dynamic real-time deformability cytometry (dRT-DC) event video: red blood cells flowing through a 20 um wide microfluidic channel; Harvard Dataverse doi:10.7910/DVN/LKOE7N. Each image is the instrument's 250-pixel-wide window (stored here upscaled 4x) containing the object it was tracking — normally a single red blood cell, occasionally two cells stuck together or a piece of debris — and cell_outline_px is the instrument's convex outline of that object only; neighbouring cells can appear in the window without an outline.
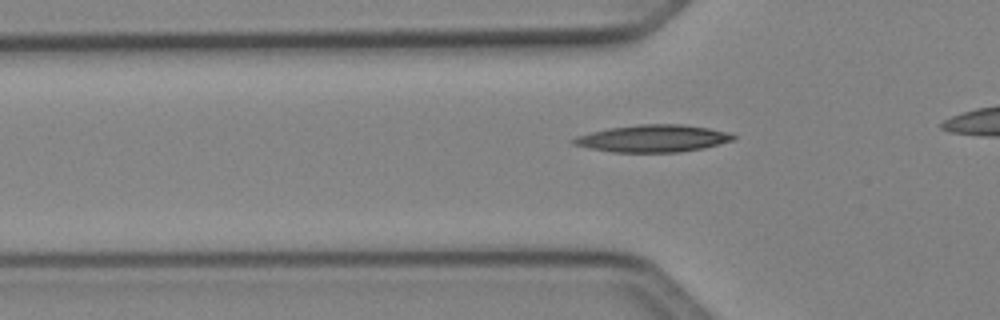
{"species": "Egyptian fruit bat (a non-hibernating species)", "species_latin": "Rousettus aegyptiacus", "temperature_condition": "cold", "stored_images_in_passage": 31, "camera_frame_rate_fps": 3000, "um_per_image_px": 0.085, "animal": {"sex": "female"}, "frame": {"image": 1, "passage_image": 7, "time_ms": 2.0, "image_size_px": [1000, 320], "cell_outline_px": [[736, 136], [732, 140], [704, 148], [680, 152], [612, 152], [588, 148], [572, 144], [568, 140], [576, 136], [608, 128], [640, 124], [680, 124], [708, 128], [728, 132]], "centroid_in_image_um": [55.44, 11.77], "position_along_channel_um": 70.4, "area_um2": 25.32}}
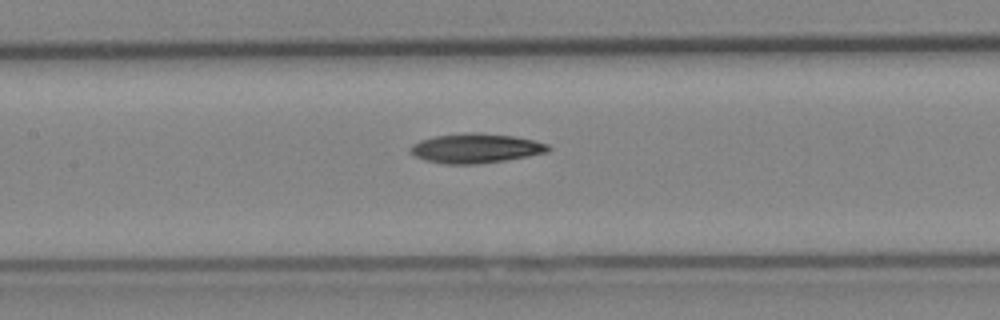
{"frame": {"image": 2, "passage_image": 14, "time_ms": 4.333, "image_size_px": [1000, 320], "cell_outline_px": [[552, 148], [548, 152], [528, 156], [504, 160], [476, 164], [444, 164], [424, 160], [408, 152], [408, 148], [412, 144], [420, 140], [436, 136], [468, 132], [476, 132], [512, 136], [532, 140], [548, 144]], "centroid_in_image_um": [40.4, 12.6], "position_along_channel_um": 167.0, "area_um2": 23.7}}
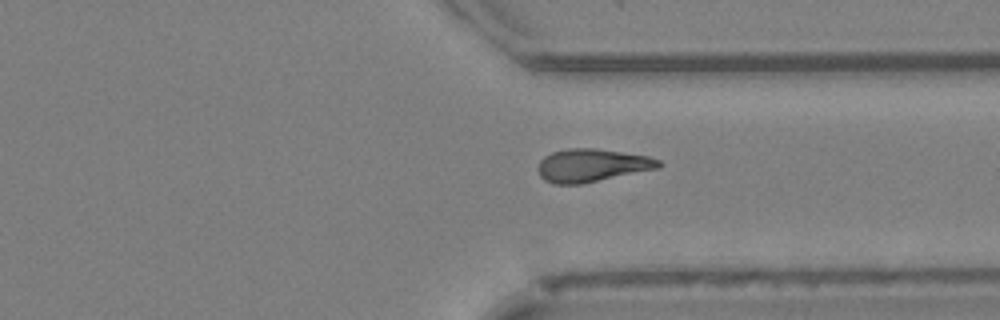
{"frame": {"image": 3, "passage_image": 28, "time_ms": 9.0, "image_size_px": [1000, 320], "cell_outline_px": [[664, 164], [660, 168], [580, 184], [552, 184], [544, 180], [540, 176], [536, 168], [540, 160], [544, 156], [552, 152], [568, 148], [596, 148], [648, 156], [660, 160]], "centroid_in_image_um": [50.3, 14.05], "position_along_channel_um": 361.1, "area_um2": 23.41}}